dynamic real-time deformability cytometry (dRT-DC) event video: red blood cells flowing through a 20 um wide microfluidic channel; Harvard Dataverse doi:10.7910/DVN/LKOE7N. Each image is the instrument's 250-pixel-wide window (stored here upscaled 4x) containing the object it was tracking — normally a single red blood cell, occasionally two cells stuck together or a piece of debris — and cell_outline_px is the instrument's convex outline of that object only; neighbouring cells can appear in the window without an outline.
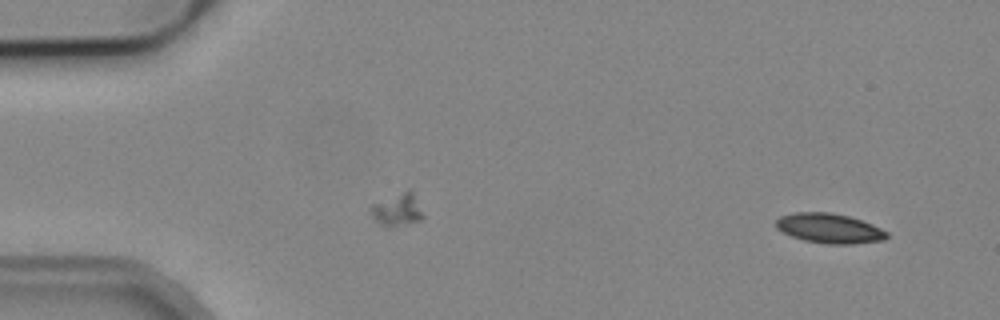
{"species": "common noctule bat (a hibernating species)", "species_latin": "Nyctalus noctula", "temperature_condition": "cold", "stored_images_in_passage": 52, "camera_frame_rate_fps": 3000, "um_per_image_px": 0.085, "animal": {"sex": "male", "body_mass_g": 19.2, "forearm_length_mm": 51.8}, "frame": {"image": 1, "passage_image": 3, "time_ms": 0.667, "image_size_px": [1000, 320], "cell_outline_px": [[888, 236], [884, 240], [852, 244], [828, 244], [804, 240], [792, 236], [776, 228], [776, 220], [780, 216], [796, 212], [828, 212], [848, 216], [872, 224], [888, 232]], "centroid_in_image_um": [70.5, 19.41], "position_along_channel_um": 14.5, "area_um2": 19.07}}
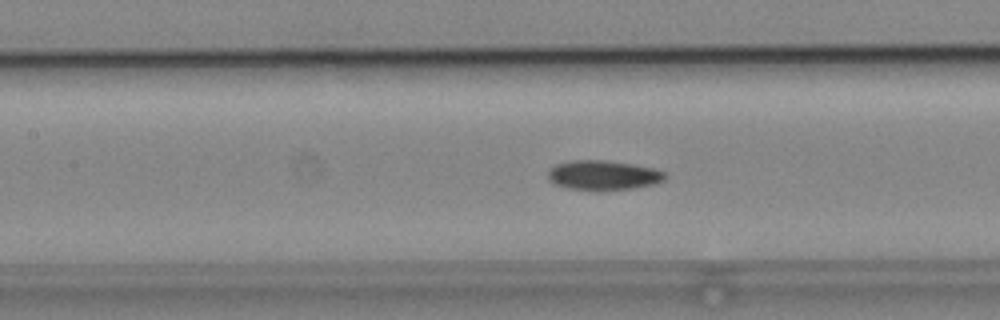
{"frame": {"image": 2, "passage_image": 23, "time_ms": 7.333, "image_size_px": [1000, 320], "cell_outline_px": [[668, 176], [664, 180], [656, 184], [632, 188], [596, 192], [568, 188], [556, 184], [548, 180], [548, 172], [556, 164], [572, 160], [604, 160], [632, 164], [656, 168], [664, 172]], "centroid_in_image_um": [51.3, 14.91], "position_along_channel_um": 156.1, "area_um2": 20.58}}
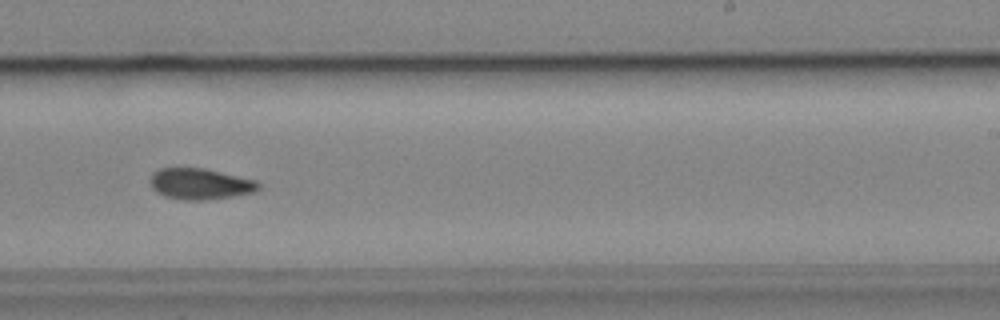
{"frame": {"image": 3, "passage_image": 32, "time_ms": 10.333, "image_size_px": [1000, 320], "cell_outline_px": [[260, 188], [252, 192], [232, 196], [200, 200], [184, 200], [164, 196], [156, 192], [152, 188], [148, 180], [152, 172], [160, 168], [204, 168], [256, 180], [260, 184]], "centroid_in_image_um": [16.95, 15.62], "position_along_channel_um": 272.0, "area_um2": 19.59}}